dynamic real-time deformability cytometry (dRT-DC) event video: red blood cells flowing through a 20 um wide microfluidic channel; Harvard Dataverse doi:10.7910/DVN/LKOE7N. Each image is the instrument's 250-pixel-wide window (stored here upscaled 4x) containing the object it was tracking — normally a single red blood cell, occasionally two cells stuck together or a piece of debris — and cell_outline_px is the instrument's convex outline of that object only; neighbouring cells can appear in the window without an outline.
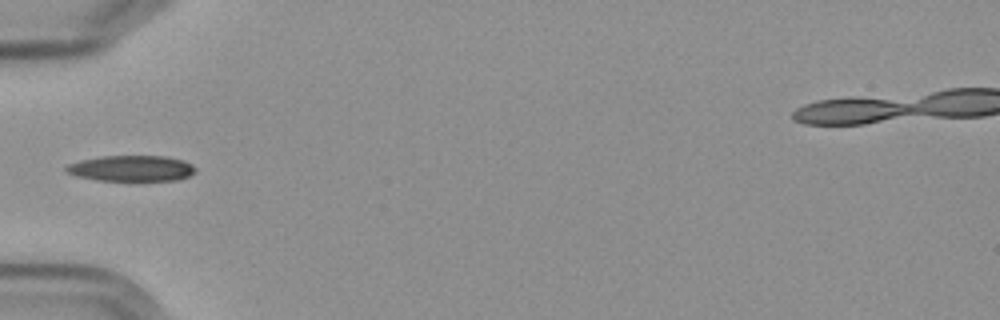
{"species": "Egyptian fruit bat (a non-hibernating species)", "species_latin": "Rousettus aegyptiacus", "temperature_condition": "cold", "stored_images_in_passage": 1, "camera_frame_rate_fps": 3000, "um_per_image_px": 0.085, "frame": {"image": 1, "passage_image": 1, "time_ms": 0.0, "image_size_px": [1000, 320], "cell_outline_px": [[196, 172], [188, 176], [176, 180], [96, 180], [76, 176], [64, 172], [64, 168], [68, 164], [80, 160], [100, 156], [168, 156], [184, 160], [192, 164], [196, 168]], "centroid_in_image_um": [11.16, 14.3], "position_along_channel_um": 73.8, "area_um2": 19.59}}